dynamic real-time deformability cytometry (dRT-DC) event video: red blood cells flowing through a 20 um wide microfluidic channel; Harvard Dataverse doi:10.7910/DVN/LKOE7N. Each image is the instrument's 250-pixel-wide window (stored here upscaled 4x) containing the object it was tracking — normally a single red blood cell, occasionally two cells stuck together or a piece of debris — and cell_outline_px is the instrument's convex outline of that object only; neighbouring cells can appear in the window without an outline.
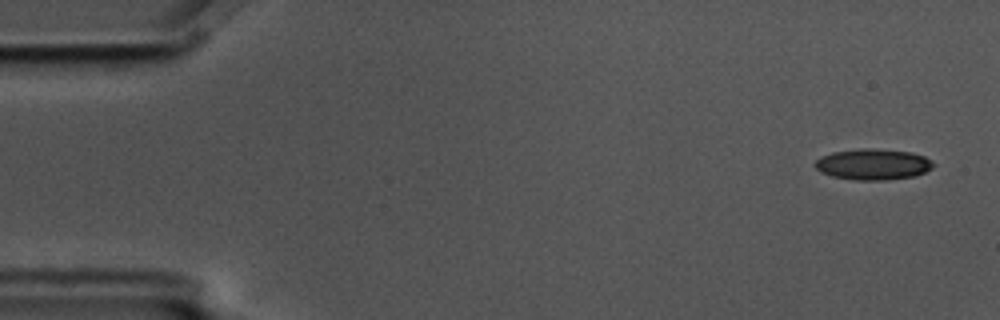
{"species": "common noctule bat (a hibernating species)", "species_latin": "Nyctalus noctula", "temperature_condition": "cold", "stored_images_in_passage": 7, "camera_frame_rate_fps": 3000, "um_per_image_px": 0.085, "animal": {"sex": "male", "body_mass_g": 17.5, "forearm_length_mm": 52.3}, "frame": {"image": 1, "passage_image": 1, "time_ms": 0.0, "image_size_px": [1000, 320], "cell_outline_px": [[936, 164], [932, 168], [924, 172], [912, 176], [888, 180], [856, 180], [832, 176], [820, 172], [812, 164], [820, 156], [832, 152], [860, 148], [868, 148], [912, 152], [924, 156], [932, 160]], "centroid_in_image_um": [74.19, 13.96], "position_along_channel_um": 10.8, "area_um2": 21.5}}
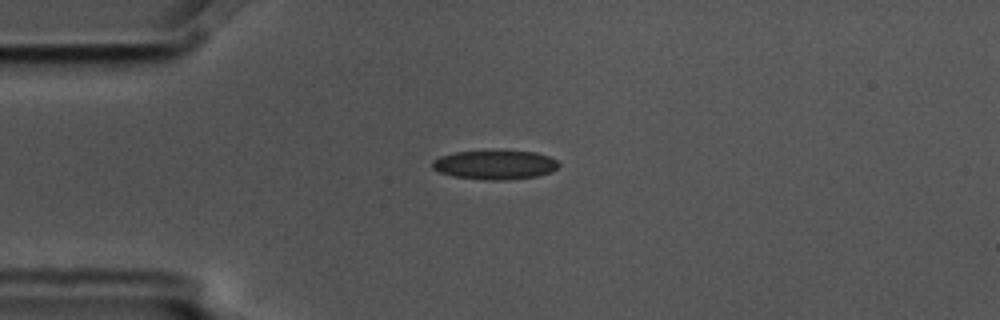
{"frame": {"image": 2, "passage_image": 4, "time_ms": 1.0, "image_size_px": [1000, 320], "cell_outline_px": [[560, 164], [552, 172], [536, 176], [508, 180], [484, 180], [452, 176], [440, 172], [432, 168], [432, 160], [440, 156], [456, 152], [536, 152], [548, 156], [556, 160]], "centroid_in_image_um": [42.06, 14.03], "position_along_channel_um": 42.9, "area_um2": 21.15}}